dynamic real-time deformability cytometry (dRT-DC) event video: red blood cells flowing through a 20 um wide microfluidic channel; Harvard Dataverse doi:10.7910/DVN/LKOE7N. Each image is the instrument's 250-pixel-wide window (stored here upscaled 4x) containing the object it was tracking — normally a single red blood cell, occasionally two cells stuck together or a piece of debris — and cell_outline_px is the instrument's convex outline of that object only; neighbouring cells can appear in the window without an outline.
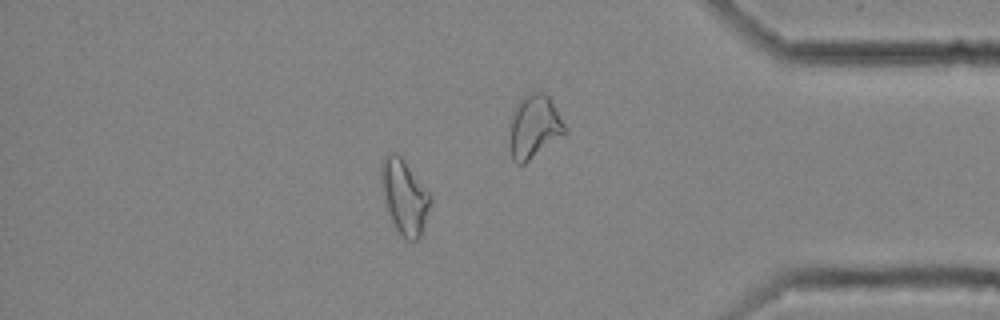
{"species": "common noctule bat (a hibernating species)", "species_latin": "Nyctalus noctula", "temperature_condition": "cold", "stored_images_in_passage": 60, "camera_frame_rate_fps": 3000, "um_per_image_px": 0.085, "animal": {"sex": "female", "body_mass_g": 25.1}, "frame": {"image": 1, "passage_image": 52, "time_ms": 17.0, "image_size_px": [1000, 320], "cell_outline_px": [[432, 200], [420, 236], [416, 240], [408, 240], [396, 228], [388, 212], [380, 180], [380, 164], [384, 156], [392, 152], [396, 152], [404, 160], [432, 196]], "centroid_in_image_um": [34.36, 16.67], "position_along_channel_um": 400.8, "area_um2": 21.04}, "authors_computed_cell_mechanics": {"area_um2": 21.8484, "velocity_mm_per_s": 3.5085, "shape_relaxation_time_tau1_ms": null, "shape_relaxation_time_tau2_ms": 8.3878, "deformation_change_tau1": null, "deformation_change_tau2": 0.1921}}